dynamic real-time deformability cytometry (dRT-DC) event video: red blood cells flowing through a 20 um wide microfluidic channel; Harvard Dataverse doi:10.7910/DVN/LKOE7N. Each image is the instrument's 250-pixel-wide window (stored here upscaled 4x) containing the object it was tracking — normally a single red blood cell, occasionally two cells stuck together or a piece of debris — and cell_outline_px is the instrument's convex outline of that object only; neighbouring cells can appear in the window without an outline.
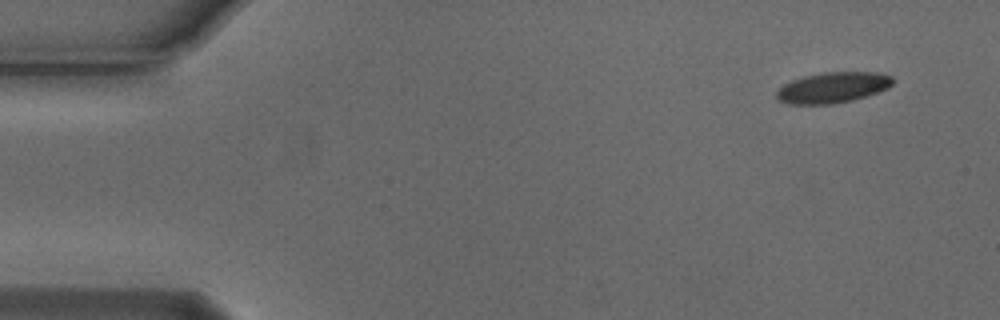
{"species": "Egyptian fruit bat (a non-hibernating species)", "species_latin": "Rousettus aegyptiacus", "temperature_condition": "cold", "stored_images_in_passage": 6, "camera_frame_rate_fps": 3000, "um_per_image_px": 0.085, "animal": {"sex": "male"}, "frame": {"image": 1, "passage_image": 1, "time_ms": 0.0, "image_size_px": [1000, 320], "cell_outline_px": [[892, 84], [888, 88], [852, 100], [832, 104], [788, 104], [776, 100], [776, 92], [784, 84], [792, 80], [804, 76], [824, 72], [880, 72], [892, 76]], "centroid_in_image_um": [70.76, 7.44], "position_along_channel_um": 14.2, "area_um2": 20.75}}
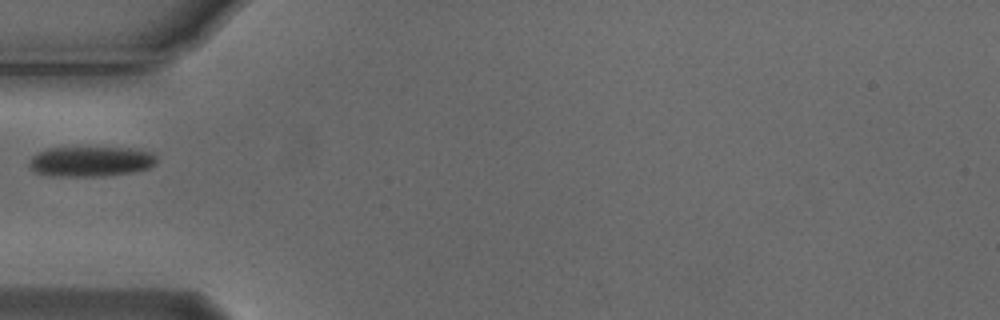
{"frame": {"image": 2, "passage_image": 5, "time_ms": 1.333, "image_size_px": [1000, 320], "cell_outline_px": [[156, 164], [148, 168], [132, 172], [100, 176], [60, 176], [36, 172], [28, 168], [28, 160], [32, 156], [48, 148], [132, 148], [152, 152], [156, 156]], "centroid_in_image_um": [7.71, 13.72], "position_along_channel_um": 77.3, "area_um2": 22.25}}
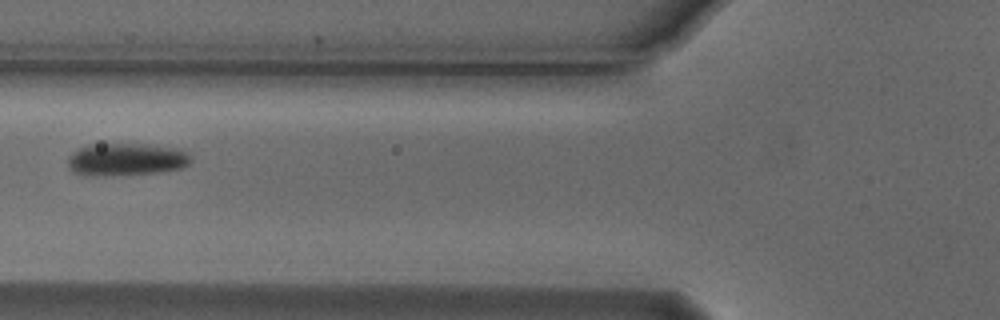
{"frame": {"image": 3, "passage_image": 6, "time_ms": 1.667, "image_size_px": [1000, 320], "cell_outline_px": [[192, 160], [188, 164], [180, 168], [164, 172], [104, 176], [88, 176], [72, 172], [68, 168], [68, 156], [72, 152], [88, 144], [148, 144], [180, 148], [188, 152], [192, 156]], "centroid_in_image_um": [10.74, 13.55], "position_along_channel_um": 115.1, "area_um2": 23.87}}